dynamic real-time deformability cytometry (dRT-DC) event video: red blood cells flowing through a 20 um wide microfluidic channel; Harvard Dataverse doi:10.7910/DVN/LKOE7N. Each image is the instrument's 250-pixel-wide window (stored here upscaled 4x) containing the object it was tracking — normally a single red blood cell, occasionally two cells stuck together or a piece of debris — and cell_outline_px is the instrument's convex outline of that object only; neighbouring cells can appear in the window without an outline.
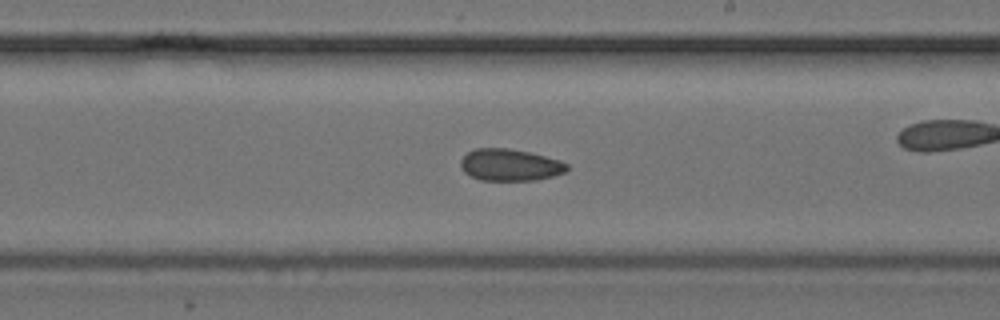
{"species": "common noctule bat (a hibernating species)", "species_latin": "Nyctalus noctula", "temperature_condition": "cold", "stored_images_in_passage": 34, "camera_frame_rate_fps": 3000, "um_per_image_px": 0.085, "animal": {"sex": "female", "body_mass_g": 24.6, "forearm_length_mm": 56.2}, "frame": {"image": 1, "passage_image": 19, "time_ms": 6.0, "image_size_px": [1000, 320], "cell_outline_px": [[568, 168], [564, 172], [552, 176], [536, 180], [480, 180], [464, 172], [460, 168], [460, 160], [468, 152], [476, 148], [508, 148], [532, 152], [560, 160], [568, 164]], "centroid_in_image_um": [43.34, 14.01], "position_along_channel_um": 245.7, "area_um2": 19.83}}